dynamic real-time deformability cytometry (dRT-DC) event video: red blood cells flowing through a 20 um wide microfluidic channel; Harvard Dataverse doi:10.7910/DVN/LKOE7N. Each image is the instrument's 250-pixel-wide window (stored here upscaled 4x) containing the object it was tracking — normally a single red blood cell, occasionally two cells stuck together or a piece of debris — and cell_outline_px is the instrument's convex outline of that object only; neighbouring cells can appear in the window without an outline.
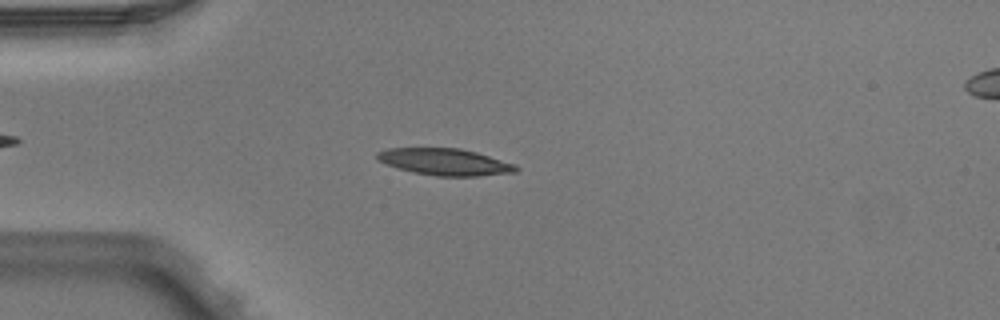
{"species": "Egyptian fruit bat (a non-hibernating species)", "species_latin": "Rousettus aegyptiacus", "temperature_condition": "warm", "stored_images_in_passage": 3, "camera_frame_rate_fps": 3000, "um_per_image_px": 0.085, "animal": {"sex": "male"}, "frame": {"image": 1, "passage_image": 2, "time_ms": 0.333, "image_size_px": [1000, 320], "cell_outline_px": [[520, 168], [516, 172], [476, 176], [436, 176], [412, 172], [388, 164], [380, 160], [376, 156], [376, 152], [388, 148], [460, 148], [476, 152], [516, 164]], "centroid_in_image_um": [37.86, 13.76], "position_along_channel_um": 47.1, "area_um2": 21.5}}